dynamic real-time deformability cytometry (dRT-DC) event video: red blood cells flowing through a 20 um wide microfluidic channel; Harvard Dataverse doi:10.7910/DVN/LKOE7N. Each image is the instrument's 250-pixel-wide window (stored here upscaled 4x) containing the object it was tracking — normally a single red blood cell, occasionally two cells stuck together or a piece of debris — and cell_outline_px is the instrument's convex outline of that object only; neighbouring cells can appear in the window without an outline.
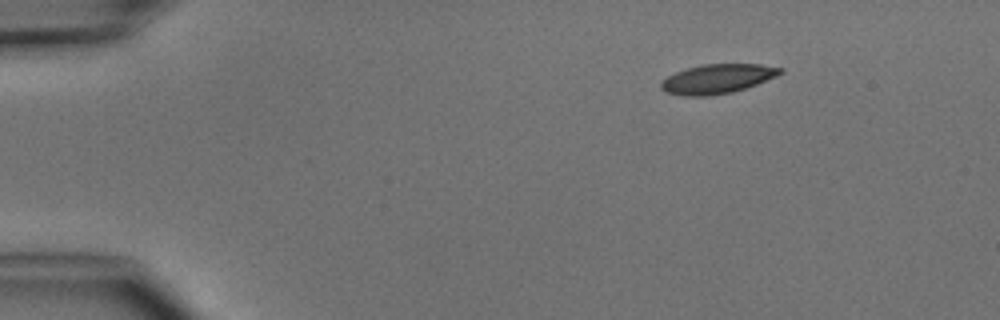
{"species": "common noctule bat (a hibernating species)", "species_latin": "Nyctalus noctula", "temperature_condition": "cold", "stored_images_in_passage": 3, "camera_frame_rate_fps": 3000, "um_per_image_px": 0.085, "animal": {"sex": "male", "body_mass_g": 15.6}, "frame": {"image": 1, "passage_image": 1, "time_ms": 0.0, "image_size_px": [1000, 320], "cell_outline_px": [[784, 72], [776, 76], [756, 84], [732, 92], [712, 96], [680, 96], [664, 92], [660, 88], [660, 80], [676, 72], [688, 68], [704, 64], [760, 64], [784, 68]], "centroid_in_image_um": [60.94, 6.71], "position_along_channel_um": 24.1, "area_um2": 20.52}}